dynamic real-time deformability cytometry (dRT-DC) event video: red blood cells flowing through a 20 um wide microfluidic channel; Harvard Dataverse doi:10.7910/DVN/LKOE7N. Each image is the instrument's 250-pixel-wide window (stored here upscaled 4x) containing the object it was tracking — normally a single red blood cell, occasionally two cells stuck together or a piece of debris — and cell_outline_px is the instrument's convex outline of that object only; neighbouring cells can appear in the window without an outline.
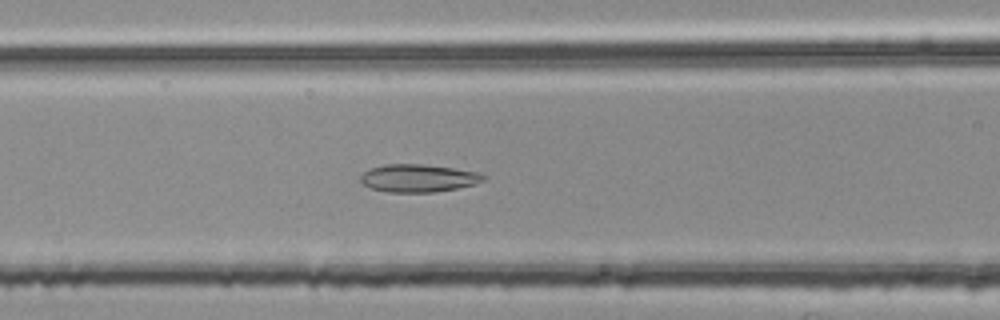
{"species": "common noctule bat (a hibernating species)", "species_latin": "Nyctalus noctula", "temperature_condition": "room temperature", "stored_images_in_passage": 54, "segment_of_instrument_passage": [2, 2], "camera_frame_rate_fps": 3000, "um_per_image_px": 0.085, "animal": {"sex": "female", "body_mass_g": 25.1}, "frame": {"image": 1, "passage_image": 23, "time_ms": 7.333, "image_size_px": [1000, 320], "cell_outline_px": [[488, 176], [484, 180], [476, 184], [456, 188], [432, 192], [388, 192], [372, 188], [364, 184], [360, 180], [360, 176], [364, 172], [372, 168], [384, 164], [420, 164], [452, 168], [480, 172]], "centroid_in_image_um": [35.59, 15.14], "position_along_channel_um": 131.0, "area_um2": 19.77}}
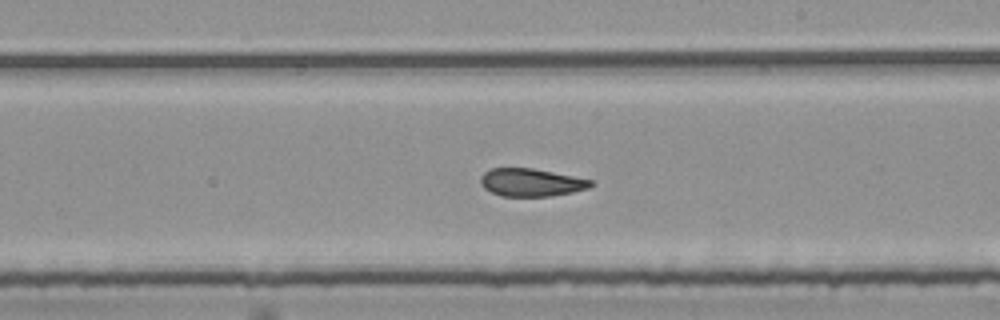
{"frame": {"image": 2, "passage_image": 32, "time_ms": 10.333, "image_size_px": [1000, 320], "cell_outline_px": [[596, 184], [588, 188], [572, 192], [548, 196], [500, 196], [484, 188], [480, 184], [480, 176], [484, 172], [492, 168], [532, 168], [592, 180]], "centroid_in_image_um": [45.12, 15.5], "position_along_channel_um": 243.9, "area_um2": 17.8}}
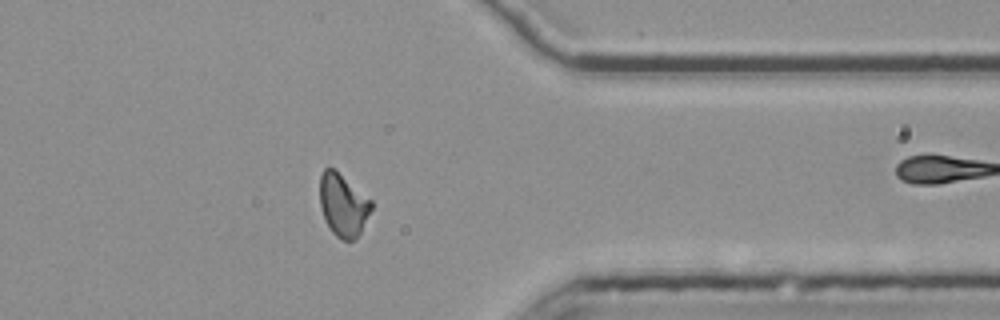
{"frame": {"image": 3, "passage_image": 44, "time_ms": 14.333, "image_size_px": [1000, 320], "cell_outline_px": [[372, 208], [356, 240], [340, 240], [332, 232], [324, 220], [320, 204], [320, 176], [324, 168], [328, 164], [372, 200]], "centroid_in_image_um": [29.14, 17.42], "position_along_channel_um": 382.3, "area_um2": 18.84}}